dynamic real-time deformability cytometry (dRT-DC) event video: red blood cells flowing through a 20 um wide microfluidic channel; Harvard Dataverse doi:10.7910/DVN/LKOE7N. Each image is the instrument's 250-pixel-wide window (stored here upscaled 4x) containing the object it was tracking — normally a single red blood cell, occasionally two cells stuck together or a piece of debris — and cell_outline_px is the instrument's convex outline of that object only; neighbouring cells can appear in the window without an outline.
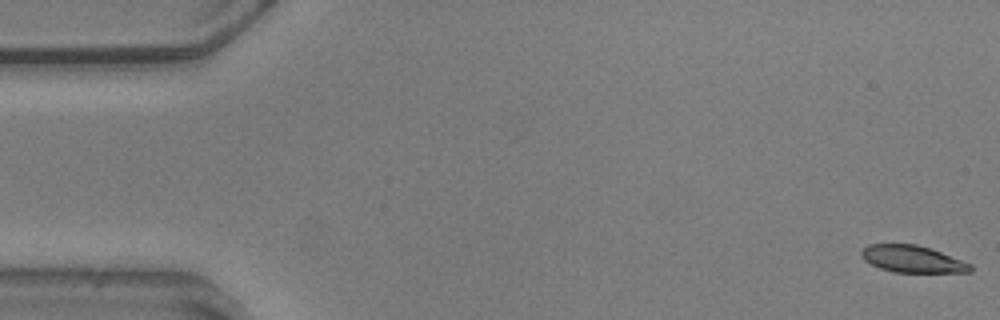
{"species": "common noctule bat (a hibernating species)", "species_latin": "Nyctalus noctula", "temperature_condition": "warm", "stored_images_in_passage": 56, "camera_frame_rate_fps": 3000, "um_per_image_px": 0.085, "animal": {"sex": "male", "body_mass_g": 20.5, "forearm_length_mm": 52.5}, "frame": {"image": 1, "passage_image": 1, "time_ms": 0.0, "image_size_px": [1000, 320], "cell_outline_px": [[972, 272], [892, 272], [880, 268], [864, 260], [860, 256], [860, 252], [868, 244], [916, 244], [940, 252], [972, 264]], "centroid_in_image_um": [77.53, 22.02], "position_along_channel_um": 7.5, "area_um2": 16.99}}
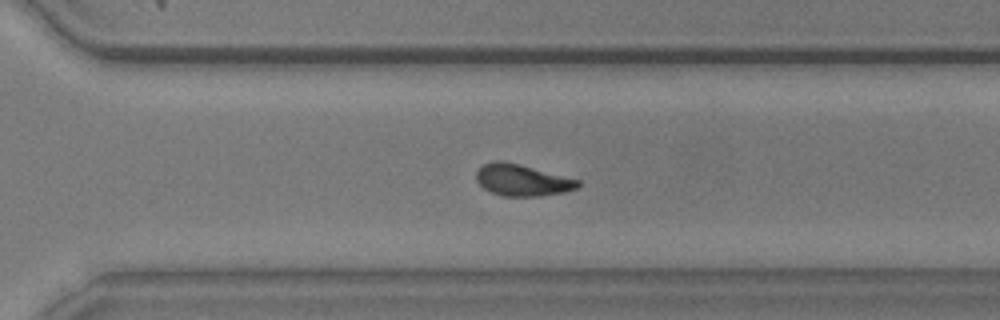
{"frame": {"image": 2, "passage_image": 39, "time_ms": 12.667, "image_size_px": [1000, 320], "cell_outline_px": [[580, 184], [576, 188], [564, 192], [540, 196], [504, 196], [492, 192], [484, 188], [476, 180], [476, 172], [484, 164], [496, 160], [500, 160], [580, 180]], "centroid_in_image_um": [44.37, 15.32], "position_along_channel_um": 326.2, "area_um2": 18.26}}
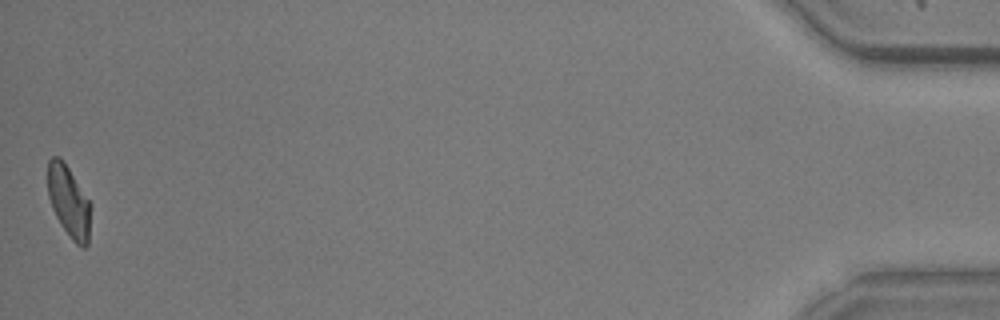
{"frame": {"image": 3, "passage_image": 56, "time_ms": 18.333, "image_size_px": [1000, 320], "cell_outline_px": [[92, 204], [88, 244], [84, 248], [80, 248], [72, 240], [60, 224], [52, 208], [48, 196], [48, 160], [52, 156], [60, 156]], "centroid_in_image_um": [5.87, 17.16], "position_along_channel_um": 429.3, "area_um2": 18.09}, "authors_computed_cell_mechanics": {"area_um2": 18.6694, "velocity_mm_per_s": 3.5683, "shape_relaxation_time_tau1_ms": 4.5017, "shape_relaxation_time_tau2_ms": 2.6031, "deformation_change_tau1": 0.1833, "deformation_change_tau2": 0.0786}}